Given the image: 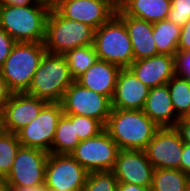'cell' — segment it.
Instances as JSON below:
<instances>
[{
	"instance_id": "cell-4",
	"label": "cell",
	"mask_w": 190,
	"mask_h": 191,
	"mask_svg": "<svg viewBox=\"0 0 190 191\" xmlns=\"http://www.w3.org/2000/svg\"><path fill=\"white\" fill-rule=\"evenodd\" d=\"M95 29L63 17L53 6L46 20L44 46L48 53L64 55L74 48L92 45Z\"/></svg>"
},
{
	"instance_id": "cell-31",
	"label": "cell",
	"mask_w": 190,
	"mask_h": 191,
	"mask_svg": "<svg viewBox=\"0 0 190 191\" xmlns=\"http://www.w3.org/2000/svg\"><path fill=\"white\" fill-rule=\"evenodd\" d=\"M176 75L190 81V51L177 52L175 56Z\"/></svg>"
},
{
	"instance_id": "cell-20",
	"label": "cell",
	"mask_w": 190,
	"mask_h": 191,
	"mask_svg": "<svg viewBox=\"0 0 190 191\" xmlns=\"http://www.w3.org/2000/svg\"><path fill=\"white\" fill-rule=\"evenodd\" d=\"M143 112L159 127H174L176 116L167 84L150 88Z\"/></svg>"
},
{
	"instance_id": "cell-42",
	"label": "cell",
	"mask_w": 190,
	"mask_h": 191,
	"mask_svg": "<svg viewBox=\"0 0 190 191\" xmlns=\"http://www.w3.org/2000/svg\"><path fill=\"white\" fill-rule=\"evenodd\" d=\"M6 185L3 180L0 179V191H6Z\"/></svg>"
},
{
	"instance_id": "cell-8",
	"label": "cell",
	"mask_w": 190,
	"mask_h": 191,
	"mask_svg": "<svg viewBox=\"0 0 190 191\" xmlns=\"http://www.w3.org/2000/svg\"><path fill=\"white\" fill-rule=\"evenodd\" d=\"M65 115H82L100 121L104 126L112 110L111 99L82 87L74 81L61 101Z\"/></svg>"
},
{
	"instance_id": "cell-44",
	"label": "cell",
	"mask_w": 190,
	"mask_h": 191,
	"mask_svg": "<svg viewBox=\"0 0 190 191\" xmlns=\"http://www.w3.org/2000/svg\"><path fill=\"white\" fill-rule=\"evenodd\" d=\"M186 191H190V184H189V186L187 187V190Z\"/></svg>"
},
{
	"instance_id": "cell-3",
	"label": "cell",
	"mask_w": 190,
	"mask_h": 191,
	"mask_svg": "<svg viewBox=\"0 0 190 191\" xmlns=\"http://www.w3.org/2000/svg\"><path fill=\"white\" fill-rule=\"evenodd\" d=\"M44 43L16 42L0 68V74L12 93L27 92L41 59L46 54Z\"/></svg>"
},
{
	"instance_id": "cell-17",
	"label": "cell",
	"mask_w": 190,
	"mask_h": 191,
	"mask_svg": "<svg viewBox=\"0 0 190 191\" xmlns=\"http://www.w3.org/2000/svg\"><path fill=\"white\" fill-rule=\"evenodd\" d=\"M147 87L165 85L176 74L175 56L158 54L133 61L128 67Z\"/></svg>"
},
{
	"instance_id": "cell-6",
	"label": "cell",
	"mask_w": 190,
	"mask_h": 191,
	"mask_svg": "<svg viewBox=\"0 0 190 191\" xmlns=\"http://www.w3.org/2000/svg\"><path fill=\"white\" fill-rule=\"evenodd\" d=\"M98 60L128 68L134 61L133 48L124 22L114 14L94 33Z\"/></svg>"
},
{
	"instance_id": "cell-12",
	"label": "cell",
	"mask_w": 190,
	"mask_h": 191,
	"mask_svg": "<svg viewBox=\"0 0 190 191\" xmlns=\"http://www.w3.org/2000/svg\"><path fill=\"white\" fill-rule=\"evenodd\" d=\"M52 6L65 18L88 24L95 30L115 13L110 0H52Z\"/></svg>"
},
{
	"instance_id": "cell-29",
	"label": "cell",
	"mask_w": 190,
	"mask_h": 191,
	"mask_svg": "<svg viewBox=\"0 0 190 191\" xmlns=\"http://www.w3.org/2000/svg\"><path fill=\"white\" fill-rule=\"evenodd\" d=\"M75 130L80 141L93 138L105 130L104 125L91 117L75 115Z\"/></svg>"
},
{
	"instance_id": "cell-41",
	"label": "cell",
	"mask_w": 190,
	"mask_h": 191,
	"mask_svg": "<svg viewBox=\"0 0 190 191\" xmlns=\"http://www.w3.org/2000/svg\"><path fill=\"white\" fill-rule=\"evenodd\" d=\"M127 0H110V2L116 7L119 8Z\"/></svg>"
},
{
	"instance_id": "cell-37",
	"label": "cell",
	"mask_w": 190,
	"mask_h": 191,
	"mask_svg": "<svg viewBox=\"0 0 190 191\" xmlns=\"http://www.w3.org/2000/svg\"><path fill=\"white\" fill-rule=\"evenodd\" d=\"M11 95L12 92L9 90L6 81L0 74V111L3 110L4 104L8 101Z\"/></svg>"
},
{
	"instance_id": "cell-38",
	"label": "cell",
	"mask_w": 190,
	"mask_h": 191,
	"mask_svg": "<svg viewBox=\"0 0 190 191\" xmlns=\"http://www.w3.org/2000/svg\"><path fill=\"white\" fill-rule=\"evenodd\" d=\"M117 191H152V188L151 186L145 187L134 184L118 183Z\"/></svg>"
},
{
	"instance_id": "cell-22",
	"label": "cell",
	"mask_w": 190,
	"mask_h": 191,
	"mask_svg": "<svg viewBox=\"0 0 190 191\" xmlns=\"http://www.w3.org/2000/svg\"><path fill=\"white\" fill-rule=\"evenodd\" d=\"M80 142L75 130V115L63 114L56 126L52 154H70Z\"/></svg>"
},
{
	"instance_id": "cell-18",
	"label": "cell",
	"mask_w": 190,
	"mask_h": 191,
	"mask_svg": "<svg viewBox=\"0 0 190 191\" xmlns=\"http://www.w3.org/2000/svg\"><path fill=\"white\" fill-rule=\"evenodd\" d=\"M125 24L133 48L134 61L158 55L153 38V23L125 15L119 8L115 13Z\"/></svg>"
},
{
	"instance_id": "cell-24",
	"label": "cell",
	"mask_w": 190,
	"mask_h": 191,
	"mask_svg": "<svg viewBox=\"0 0 190 191\" xmlns=\"http://www.w3.org/2000/svg\"><path fill=\"white\" fill-rule=\"evenodd\" d=\"M190 175L180 169H155L151 184L152 191H186Z\"/></svg>"
},
{
	"instance_id": "cell-34",
	"label": "cell",
	"mask_w": 190,
	"mask_h": 191,
	"mask_svg": "<svg viewBox=\"0 0 190 191\" xmlns=\"http://www.w3.org/2000/svg\"><path fill=\"white\" fill-rule=\"evenodd\" d=\"M52 5V0H0V6Z\"/></svg>"
},
{
	"instance_id": "cell-30",
	"label": "cell",
	"mask_w": 190,
	"mask_h": 191,
	"mask_svg": "<svg viewBox=\"0 0 190 191\" xmlns=\"http://www.w3.org/2000/svg\"><path fill=\"white\" fill-rule=\"evenodd\" d=\"M166 19L182 28L190 19V0H171V9Z\"/></svg>"
},
{
	"instance_id": "cell-23",
	"label": "cell",
	"mask_w": 190,
	"mask_h": 191,
	"mask_svg": "<svg viewBox=\"0 0 190 191\" xmlns=\"http://www.w3.org/2000/svg\"><path fill=\"white\" fill-rule=\"evenodd\" d=\"M181 27L167 19L153 23V38L159 54L176 56Z\"/></svg>"
},
{
	"instance_id": "cell-43",
	"label": "cell",
	"mask_w": 190,
	"mask_h": 191,
	"mask_svg": "<svg viewBox=\"0 0 190 191\" xmlns=\"http://www.w3.org/2000/svg\"><path fill=\"white\" fill-rule=\"evenodd\" d=\"M6 191H15L14 189L6 188Z\"/></svg>"
},
{
	"instance_id": "cell-7",
	"label": "cell",
	"mask_w": 190,
	"mask_h": 191,
	"mask_svg": "<svg viewBox=\"0 0 190 191\" xmlns=\"http://www.w3.org/2000/svg\"><path fill=\"white\" fill-rule=\"evenodd\" d=\"M63 114L61 102H48L32 122L16 133L21 146L52 153L56 126Z\"/></svg>"
},
{
	"instance_id": "cell-35",
	"label": "cell",
	"mask_w": 190,
	"mask_h": 191,
	"mask_svg": "<svg viewBox=\"0 0 190 191\" xmlns=\"http://www.w3.org/2000/svg\"><path fill=\"white\" fill-rule=\"evenodd\" d=\"M174 127L183 143L190 144V120L188 118H180Z\"/></svg>"
},
{
	"instance_id": "cell-19",
	"label": "cell",
	"mask_w": 190,
	"mask_h": 191,
	"mask_svg": "<svg viewBox=\"0 0 190 191\" xmlns=\"http://www.w3.org/2000/svg\"><path fill=\"white\" fill-rule=\"evenodd\" d=\"M120 67L102 60H97L75 81L82 87L112 99Z\"/></svg>"
},
{
	"instance_id": "cell-36",
	"label": "cell",
	"mask_w": 190,
	"mask_h": 191,
	"mask_svg": "<svg viewBox=\"0 0 190 191\" xmlns=\"http://www.w3.org/2000/svg\"><path fill=\"white\" fill-rule=\"evenodd\" d=\"M180 170L190 175V144L184 143L180 161Z\"/></svg>"
},
{
	"instance_id": "cell-27",
	"label": "cell",
	"mask_w": 190,
	"mask_h": 191,
	"mask_svg": "<svg viewBox=\"0 0 190 191\" xmlns=\"http://www.w3.org/2000/svg\"><path fill=\"white\" fill-rule=\"evenodd\" d=\"M21 147L16 134L4 132L0 136V179L4 180L12 169L16 154Z\"/></svg>"
},
{
	"instance_id": "cell-11",
	"label": "cell",
	"mask_w": 190,
	"mask_h": 191,
	"mask_svg": "<svg viewBox=\"0 0 190 191\" xmlns=\"http://www.w3.org/2000/svg\"><path fill=\"white\" fill-rule=\"evenodd\" d=\"M49 153L21 146L12 169L3 180L6 187H27L45 182V168Z\"/></svg>"
},
{
	"instance_id": "cell-16",
	"label": "cell",
	"mask_w": 190,
	"mask_h": 191,
	"mask_svg": "<svg viewBox=\"0 0 190 191\" xmlns=\"http://www.w3.org/2000/svg\"><path fill=\"white\" fill-rule=\"evenodd\" d=\"M150 88L129 68H121L111 99L113 109L143 110Z\"/></svg>"
},
{
	"instance_id": "cell-14",
	"label": "cell",
	"mask_w": 190,
	"mask_h": 191,
	"mask_svg": "<svg viewBox=\"0 0 190 191\" xmlns=\"http://www.w3.org/2000/svg\"><path fill=\"white\" fill-rule=\"evenodd\" d=\"M155 168L147 158L145 150H119L114 175L118 183L150 187Z\"/></svg>"
},
{
	"instance_id": "cell-15",
	"label": "cell",
	"mask_w": 190,
	"mask_h": 191,
	"mask_svg": "<svg viewBox=\"0 0 190 191\" xmlns=\"http://www.w3.org/2000/svg\"><path fill=\"white\" fill-rule=\"evenodd\" d=\"M47 103L26 92L12 93L2 110L5 131L16 134L32 122Z\"/></svg>"
},
{
	"instance_id": "cell-33",
	"label": "cell",
	"mask_w": 190,
	"mask_h": 191,
	"mask_svg": "<svg viewBox=\"0 0 190 191\" xmlns=\"http://www.w3.org/2000/svg\"><path fill=\"white\" fill-rule=\"evenodd\" d=\"M190 51V19L181 28L178 52Z\"/></svg>"
},
{
	"instance_id": "cell-21",
	"label": "cell",
	"mask_w": 190,
	"mask_h": 191,
	"mask_svg": "<svg viewBox=\"0 0 190 191\" xmlns=\"http://www.w3.org/2000/svg\"><path fill=\"white\" fill-rule=\"evenodd\" d=\"M119 9L127 16L155 23L167 18L171 0H127Z\"/></svg>"
},
{
	"instance_id": "cell-26",
	"label": "cell",
	"mask_w": 190,
	"mask_h": 191,
	"mask_svg": "<svg viewBox=\"0 0 190 191\" xmlns=\"http://www.w3.org/2000/svg\"><path fill=\"white\" fill-rule=\"evenodd\" d=\"M64 56L67 60L70 74L74 80L81 76L98 60L93 44L69 50Z\"/></svg>"
},
{
	"instance_id": "cell-5",
	"label": "cell",
	"mask_w": 190,
	"mask_h": 191,
	"mask_svg": "<svg viewBox=\"0 0 190 191\" xmlns=\"http://www.w3.org/2000/svg\"><path fill=\"white\" fill-rule=\"evenodd\" d=\"M74 81L65 56L46 52L26 93L47 102H61Z\"/></svg>"
},
{
	"instance_id": "cell-2",
	"label": "cell",
	"mask_w": 190,
	"mask_h": 191,
	"mask_svg": "<svg viewBox=\"0 0 190 191\" xmlns=\"http://www.w3.org/2000/svg\"><path fill=\"white\" fill-rule=\"evenodd\" d=\"M52 5L0 6V28L16 42L43 43Z\"/></svg>"
},
{
	"instance_id": "cell-32",
	"label": "cell",
	"mask_w": 190,
	"mask_h": 191,
	"mask_svg": "<svg viewBox=\"0 0 190 191\" xmlns=\"http://www.w3.org/2000/svg\"><path fill=\"white\" fill-rule=\"evenodd\" d=\"M16 41L10 37L2 28H0V68L6 58L10 55Z\"/></svg>"
},
{
	"instance_id": "cell-10",
	"label": "cell",
	"mask_w": 190,
	"mask_h": 191,
	"mask_svg": "<svg viewBox=\"0 0 190 191\" xmlns=\"http://www.w3.org/2000/svg\"><path fill=\"white\" fill-rule=\"evenodd\" d=\"M88 173L70 154L49 153L45 168V183L51 190L81 191Z\"/></svg>"
},
{
	"instance_id": "cell-1",
	"label": "cell",
	"mask_w": 190,
	"mask_h": 191,
	"mask_svg": "<svg viewBox=\"0 0 190 191\" xmlns=\"http://www.w3.org/2000/svg\"><path fill=\"white\" fill-rule=\"evenodd\" d=\"M104 128L120 150H145L159 129L143 110L113 108Z\"/></svg>"
},
{
	"instance_id": "cell-39",
	"label": "cell",
	"mask_w": 190,
	"mask_h": 191,
	"mask_svg": "<svg viewBox=\"0 0 190 191\" xmlns=\"http://www.w3.org/2000/svg\"><path fill=\"white\" fill-rule=\"evenodd\" d=\"M10 189H14L15 191H48L46 183H40L38 185H31L27 187H7Z\"/></svg>"
},
{
	"instance_id": "cell-13",
	"label": "cell",
	"mask_w": 190,
	"mask_h": 191,
	"mask_svg": "<svg viewBox=\"0 0 190 191\" xmlns=\"http://www.w3.org/2000/svg\"><path fill=\"white\" fill-rule=\"evenodd\" d=\"M184 143L175 127L159 128L145 152L155 169H180Z\"/></svg>"
},
{
	"instance_id": "cell-9",
	"label": "cell",
	"mask_w": 190,
	"mask_h": 191,
	"mask_svg": "<svg viewBox=\"0 0 190 191\" xmlns=\"http://www.w3.org/2000/svg\"><path fill=\"white\" fill-rule=\"evenodd\" d=\"M119 148L104 130L99 135L81 141L70 155L88 172L113 170Z\"/></svg>"
},
{
	"instance_id": "cell-25",
	"label": "cell",
	"mask_w": 190,
	"mask_h": 191,
	"mask_svg": "<svg viewBox=\"0 0 190 191\" xmlns=\"http://www.w3.org/2000/svg\"><path fill=\"white\" fill-rule=\"evenodd\" d=\"M167 86L176 116L187 118L190 115V81L175 74Z\"/></svg>"
},
{
	"instance_id": "cell-28",
	"label": "cell",
	"mask_w": 190,
	"mask_h": 191,
	"mask_svg": "<svg viewBox=\"0 0 190 191\" xmlns=\"http://www.w3.org/2000/svg\"><path fill=\"white\" fill-rule=\"evenodd\" d=\"M118 181L112 170L89 172L81 191H117Z\"/></svg>"
},
{
	"instance_id": "cell-40",
	"label": "cell",
	"mask_w": 190,
	"mask_h": 191,
	"mask_svg": "<svg viewBox=\"0 0 190 191\" xmlns=\"http://www.w3.org/2000/svg\"><path fill=\"white\" fill-rule=\"evenodd\" d=\"M6 132L5 127H4V117H3V112L0 111V136Z\"/></svg>"
}]
</instances>
